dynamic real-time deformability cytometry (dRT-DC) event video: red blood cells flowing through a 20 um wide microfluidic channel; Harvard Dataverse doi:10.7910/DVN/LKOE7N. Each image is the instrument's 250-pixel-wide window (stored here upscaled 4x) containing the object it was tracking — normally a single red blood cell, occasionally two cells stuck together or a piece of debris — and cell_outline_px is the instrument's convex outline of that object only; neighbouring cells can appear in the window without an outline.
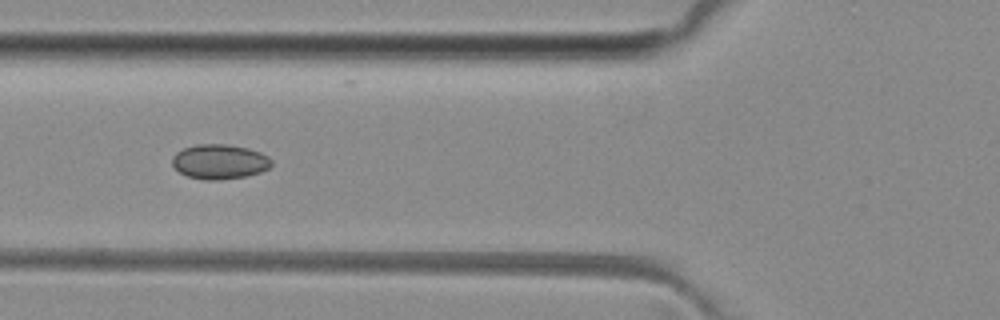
{"species": "common noctule bat (a hibernating species)", "species_latin": "Nyctalus noctula", "temperature_condition": "room temperature", "stored_images_in_passage": 7, "camera_frame_rate_fps": 3000, "um_per_image_px": 0.085, "animal": {"sex": "female", "body_mass_g": 29.2, "forearm_length_mm": 56.3}, "frame": {"image": 1, "passage_image": 4, "time_ms": 3.333, "image_size_px": [1000, 320], "cell_outline_px": [[272, 164], [268, 168], [260, 172], [244, 176], [220, 180], [204, 180], [188, 176], [180, 172], [172, 164], [172, 156], [176, 152], [184, 148], [196, 144], [228, 144], [248, 148], [260, 152], [268, 156], [272, 160]], "centroid_in_image_um": [18.66, 13.73], "position_along_channel_um": 107.1, "area_um2": 20.11}}
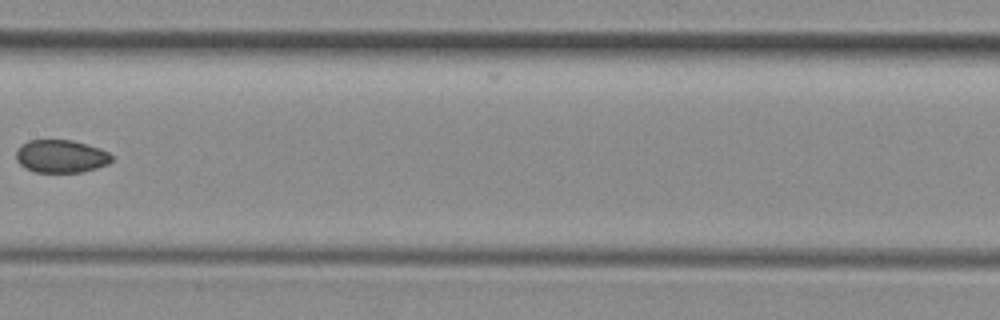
{"frame": {"image": 2, "passage_image": 6, "time_ms": 5.667, "image_size_px": [1000, 320], "cell_outline_px": [[112, 160], [108, 164], [96, 168], [80, 172], [36, 172], [24, 168], [16, 160], [16, 152], [20, 144], [28, 140], [72, 140], [100, 148], [108, 152], [112, 156]], "centroid_in_image_um": [5.16, 13.28], "position_along_channel_um": 202.2, "area_um2": 18.38}}
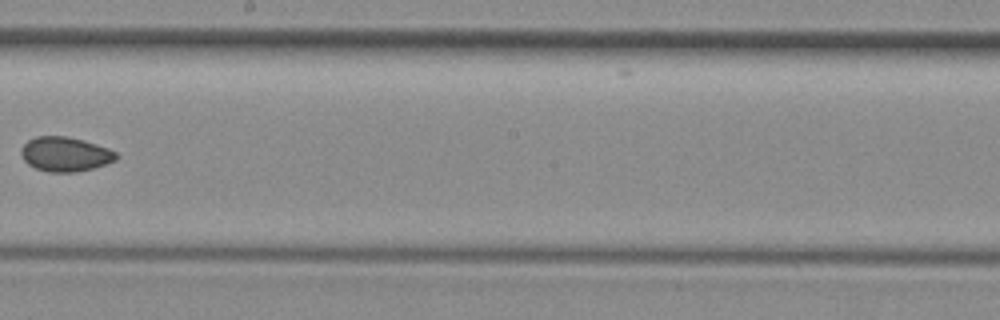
{"frame": {"image": 3, "passage_image": 7, "time_ms": 6.667, "image_size_px": [1000, 320], "cell_outline_px": [[120, 156], [116, 160], [92, 168], [76, 172], [48, 172], [36, 168], [28, 164], [20, 156], [20, 152], [24, 144], [28, 140], [36, 136], [64, 136], [84, 140], [108, 148], [116, 152]], "centroid_in_image_um": [5.53, 13.1], "position_along_channel_um": 242.7, "area_um2": 19.13}}